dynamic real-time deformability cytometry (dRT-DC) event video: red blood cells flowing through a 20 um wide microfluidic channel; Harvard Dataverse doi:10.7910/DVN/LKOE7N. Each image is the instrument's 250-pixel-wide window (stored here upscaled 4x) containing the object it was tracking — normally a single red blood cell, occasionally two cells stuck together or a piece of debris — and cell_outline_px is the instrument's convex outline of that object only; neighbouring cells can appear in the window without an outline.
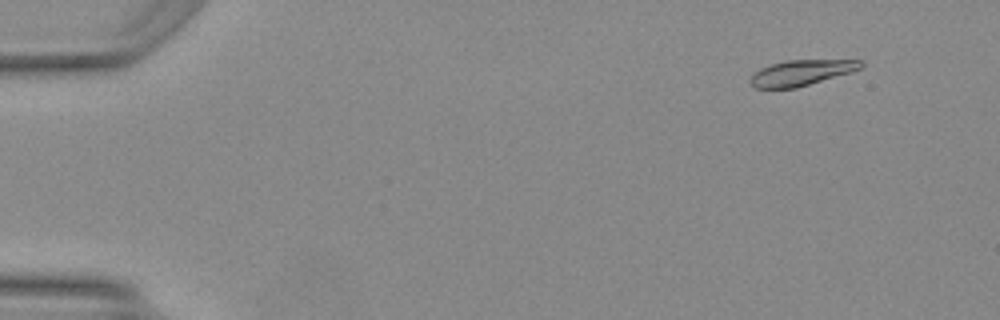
{"species": "Egyptian fruit bat (a non-hibernating species)", "species_latin": "Rousettus aegyptiacus", "temperature_condition": "warm", "stored_images_in_passage": 50, "camera_frame_rate_fps": 3000, "um_per_image_px": 0.085, "animal": {"sex": "female"}, "frame": {"image": 1, "passage_image": 5, "time_ms": 1.333, "image_size_px": [1000, 320], "cell_outline_px": [[864, 64], [860, 68], [852, 72], [796, 88], [756, 88], [748, 84], [748, 80], [752, 72], [760, 68], [784, 60], [864, 60]], "centroid_in_image_um": [68.06, 6.18], "position_along_channel_um": 16.9, "area_um2": 16.7}}
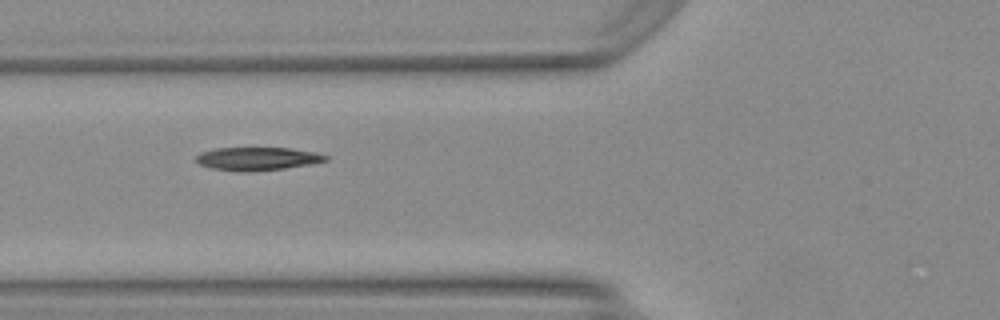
{"frame": {"image": 2, "passage_image": 20, "time_ms": 6.333, "image_size_px": [1000, 320], "cell_outline_px": [[328, 160], [312, 164], [284, 168], [240, 172], [212, 168], [200, 164], [196, 160], [196, 156], [200, 152], [216, 148], [292, 148], [316, 152], [328, 156]], "centroid_in_image_um": [21.9, 13.48], "position_along_channel_um": 103.9, "area_um2": 17.4}}
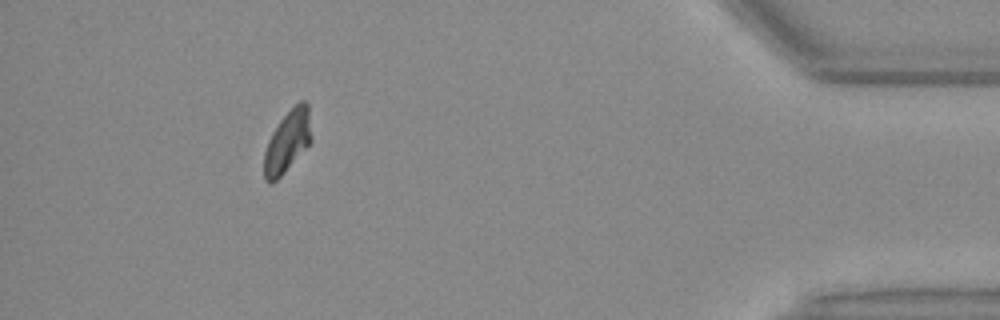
{"frame": {"image": 3, "passage_image": 46, "time_ms": 15.0, "image_size_px": [1000, 320], "cell_outline_px": [[312, 140], [284, 172], [272, 184], [268, 184], [264, 180], [264, 152], [268, 140], [272, 132], [280, 120], [300, 100], [304, 100], [308, 104], [312, 136]], "centroid_in_image_um": [24.42, 12.03], "position_along_channel_um": 410.8, "area_um2": 16.94}, "authors_computed_cell_mechanics": {"area_um2": 17.3978, "velocity_mm_per_s": 4.1623, "shape_relaxation_time_tau1_ms": 4.4812, "shape_relaxation_time_tau2_ms": 2.3834, "deformation_change_tau1": 0.1499, "deformation_change_tau2": 0.0644}}